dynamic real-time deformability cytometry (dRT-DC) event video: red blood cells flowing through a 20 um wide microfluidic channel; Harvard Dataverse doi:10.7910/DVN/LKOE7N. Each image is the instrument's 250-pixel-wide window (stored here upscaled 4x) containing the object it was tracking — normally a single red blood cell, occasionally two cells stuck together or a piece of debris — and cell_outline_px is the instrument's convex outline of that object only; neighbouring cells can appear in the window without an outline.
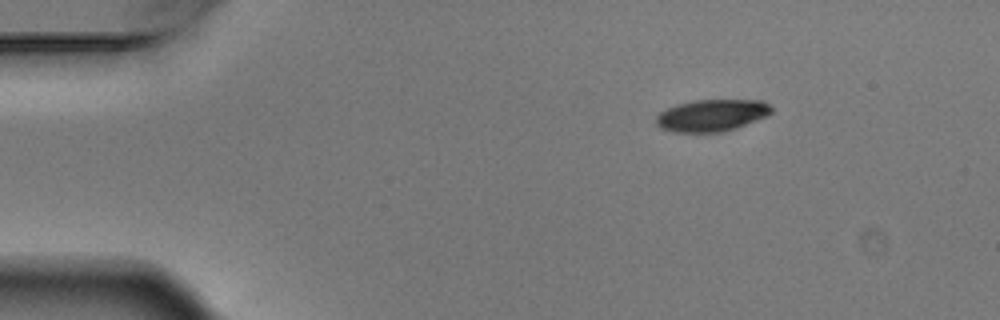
{"species": "Egyptian fruit bat (a non-hibernating species)", "species_latin": "Rousettus aegyptiacus", "temperature_condition": "warm", "stored_images_in_passage": 6, "segment_of_instrument_passage": [2, 2], "camera_frame_rate_fps": 3000, "um_per_image_px": 0.085, "animal": {"sex": "male"}, "frame": {"image": 1, "passage_image": 6, "time_ms": 1.667, "image_size_px": [1000, 320], "cell_outline_px": [[772, 112], [768, 116], [736, 128], [724, 132], [672, 132], [660, 128], [656, 124], [656, 116], [660, 112], [676, 104], [692, 100], [764, 100], [772, 108]], "centroid_in_image_um": [60.5, 9.8], "position_along_channel_um": 24.5, "area_um2": 21.68}}